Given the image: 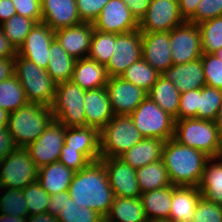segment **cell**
<instances>
[{
  "mask_svg": "<svg viewBox=\"0 0 222 222\" xmlns=\"http://www.w3.org/2000/svg\"><path fill=\"white\" fill-rule=\"evenodd\" d=\"M68 193L79 207L91 208L104 219L115 198L101 160L90 162L85 168L75 172Z\"/></svg>",
  "mask_w": 222,
  "mask_h": 222,
  "instance_id": "6da1fadb",
  "label": "cell"
},
{
  "mask_svg": "<svg viewBox=\"0 0 222 222\" xmlns=\"http://www.w3.org/2000/svg\"><path fill=\"white\" fill-rule=\"evenodd\" d=\"M162 159L173 186H199L209 157L197 149L165 141Z\"/></svg>",
  "mask_w": 222,
  "mask_h": 222,
  "instance_id": "7a4b0ae2",
  "label": "cell"
},
{
  "mask_svg": "<svg viewBox=\"0 0 222 222\" xmlns=\"http://www.w3.org/2000/svg\"><path fill=\"white\" fill-rule=\"evenodd\" d=\"M51 107L30 103L9 114L7 129L17 147H28L53 120Z\"/></svg>",
  "mask_w": 222,
  "mask_h": 222,
  "instance_id": "3957f363",
  "label": "cell"
},
{
  "mask_svg": "<svg viewBox=\"0 0 222 222\" xmlns=\"http://www.w3.org/2000/svg\"><path fill=\"white\" fill-rule=\"evenodd\" d=\"M14 75L22 85L28 102L51 107L57 83L45 69L16 54Z\"/></svg>",
  "mask_w": 222,
  "mask_h": 222,
  "instance_id": "277c9868",
  "label": "cell"
},
{
  "mask_svg": "<svg viewBox=\"0 0 222 222\" xmlns=\"http://www.w3.org/2000/svg\"><path fill=\"white\" fill-rule=\"evenodd\" d=\"M219 130L217 121L184 118L175 120L173 139L214 158L219 145Z\"/></svg>",
  "mask_w": 222,
  "mask_h": 222,
  "instance_id": "5b68a950",
  "label": "cell"
},
{
  "mask_svg": "<svg viewBox=\"0 0 222 222\" xmlns=\"http://www.w3.org/2000/svg\"><path fill=\"white\" fill-rule=\"evenodd\" d=\"M99 137L100 157H120L143 138L129 115H115Z\"/></svg>",
  "mask_w": 222,
  "mask_h": 222,
  "instance_id": "8992f818",
  "label": "cell"
},
{
  "mask_svg": "<svg viewBox=\"0 0 222 222\" xmlns=\"http://www.w3.org/2000/svg\"><path fill=\"white\" fill-rule=\"evenodd\" d=\"M85 93V89L71 80L57 83L54 102L51 105L53 118L65 127L86 126Z\"/></svg>",
  "mask_w": 222,
  "mask_h": 222,
  "instance_id": "52a82bcc",
  "label": "cell"
},
{
  "mask_svg": "<svg viewBox=\"0 0 222 222\" xmlns=\"http://www.w3.org/2000/svg\"><path fill=\"white\" fill-rule=\"evenodd\" d=\"M129 116L143 138H159L167 141L174 137V117L148 96Z\"/></svg>",
  "mask_w": 222,
  "mask_h": 222,
  "instance_id": "ba28073f",
  "label": "cell"
},
{
  "mask_svg": "<svg viewBox=\"0 0 222 222\" xmlns=\"http://www.w3.org/2000/svg\"><path fill=\"white\" fill-rule=\"evenodd\" d=\"M39 167L29 150L17 147L0 162V188L21 189L37 181Z\"/></svg>",
  "mask_w": 222,
  "mask_h": 222,
  "instance_id": "9c48e42d",
  "label": "cell"
},
{
  "mask_svg": "<svg viewBox=\"0 0 222 222\" xmlns=\"http://www.w3.org/2000/svg\"><path fill=\"white\" fill-rule=\"evenodd\" d=\"M185 21L178 0H151L146 14L138 22L141 33L170 32Z\"/></svg>",
  "mask_w": 222,
  "mask_h": 222,
  "instance_id": "30bf717a",
  "label": "cell"
},
{
  "mask_svg": "<svg viewBox=\"0 0 222 222\" xmlns=\"http://www.w3.org/2000/svg\"><path fill=\"white\" fill-rule=\"evenodd\" d=\"M170 49L173 65L202 57L201 32L198 24L185 21L170 31Z\"/></svg>",
  "mask_w": 222,
  "mask_h": 222,
  "instance_id": "8fae6325",
  "label": "cell"
},
{
  "mask_svg": "<svg viewBox=\"0 0 222 222\" xmlns=\"http://www.w3.org/2000/svg\"><path fill=\"white\" fill-rule=\"evenodd\" d=\"M142 58V33L137 29L127 33L116 34V43L112 57L107 63L109 77H120L133 63Z\"/></svg>",
  "mask_w": 222,
  "mask_h": 222,
  "instance_id": "7c38bea8",
  "label": "cell"
},
{
  "mask_svg": "<svg viewBox=\"0 0 222 222\" xmlns=\"http://www.w3.org/2000/svg\"><path fill=\"white\" fill-rule=\"evenodd\" d=\"M66 127L53 119L45 131L28 147L31 159L40 168L58 161L64 145Z\"/></svg>",
  "mask_w": 222,
  "mask_h": 222,
  "instance_id": "4fadbf2b",
  "label": "cell"
},
{
  "mask_svg": "<svg viewBox=\"0 0 222 222\" xmlns=\"http://www.w3.org/2000/svg\"><path fill=\"white\" fill-rule=\"evenodd\" d=\"M115 197L140 198L136 170L119 157H100Z\"/></svg>",
  "mask_w": 222,
  "mask_h": 222,
  "instance_id": "5bb4252c",
  "label": "cell"
},
{
  "mask_svg": "<svg viewBox=\"0 0 222 222\" xmlns=\"http://www.w3.org/2000/svg\"><path fill=\"white\" fill-rule=\"evenodd\" d=\"M105 87L114 115H130L148 96L143 88L121 77H109Z\"/></svg>",
  "mask_w": 222,
  "mask_h": 222,
  "instance_id": "9a60e30c",
  "label": "cell"
},
{
  "mask_svg": "<svg viewBox=\"0 0 222 222\" xmlns=\"http://www.w3.org/2000/svg\"><path fill=\"white\" fill-rule=\"evenodd\" d=\"M94 29L105 33H127L138 29V21L123 0H110L93 22Z\"/></svg>",
  "mask_w": 222,
  "mask_h": 222,
  "instance_id": "2e32d148",
  "label": "cell"
},
{
  "mask_svg": "<svg viewBox=\"0 0 222 222\" xmlns=\"http://www.w3.org/2000/svg\"><path fill=\"white\" fill-rule=\"evenodd\" d=\"M54 39V30L42 22L36 23L22 46L17 50V54L46 70L50 45Z\"/></svg>",
  "mask_w": 222,
  "mask_h": 222,
  "instance_id": "e0dca14e",
  "label": "cell"
},
{
  "mask_svg": "<svg viewBox=\"0 0 222 222\" xmlns=\"http://www.w3.org/2000/svg\"><path fill=\"white\" fill-rule=\"evenodd\" d=\"M93 31V23L82 22L55 30L54 37L71 57L78 60L88 57Z\"/></svg>",
  "mask_w": 222,
  "mask_h": 222,
  "instance_id": "ac0fdd59",
  "label": "cell"
},
{
  "mask_svg": "<svg viewBox=\"0 0 222 222\" xmlns=\"http://www.w3.org/2000/svg\"><path fill=\"white\" fill-rule=\"evenodd\" d=\"M170 32L142 33V58L160 74L173 65Z\"/></svg>",
  "mask_w": 222,
  "mask_h": 222,
  "instance_id": "d6986e66",
  "label": "cell"
},
{
  "mask_svg": "<svg viewBox=\"0 0 222 222\" xmlns=\"http://www.w3.org/2000/svg\"><path fill=\"white\" fill-rule=\"evenodd\" d=\"M42 23L52 30L82 23L76 0H41Z\"/></svg>",
  "mask_w": 222,
  "mask_h": 222,
  "instance_id": "ffe728a7",
  "label": "cell"
},
{
  "mask_svg": "<svg viewBox=\"0 0 222 222\" xmlns=\"http://www.w3.org/2000/svg\"><path fill=\"white\" fill-rule=\"evenodd\" d=\"M161 76L171 81L180 93L201 89L206 85L201 58L183 64L172 65Z\"/></svg>",
  "mask_w": 222,
  "mask_h": 222,
  "instance_id": "44dd1931",
  "label": "cell"
},
{
  "mask_svg": "<svg viewBox=\"0 0 222 222\" xmlns=\"http://www.w3.org/2000/svg\"><path fill=\"white\" fill-rule=\"evenodd\" d=\"M86 126L99 131L115 116L106 87L86 90L84 97Z\"/></svg>",
  "mask_w": 222,
  "mask_h": 222,
  "instance_id": "7402d4cb",
  "label": "cell"
},
{
  "mask_svg": "<svg viewBox=\"0 0 222 222\" xmlns=\"http://www.w3.org/2000/svg\"><path fill=\"white\" fill-rule=\"evenodd\" d=\"M64 144L82 152L91 162L100 160L99 130L95 127H66Z\"/></svg>",
  "mask_w": 222,
  "mask_h": 222,
  "instance_id": "603a6c76",
  "label": "cell"
},
{
  "mask_svg": "<svg viewBox=\"0 0 222 222\" xmlns=\"http://www.w3.org/2000/svg\"><path fill=\"white\" fill-rule=\"evenodd\" d=\"M201 197L197 186H173L169 219L173 222H192Z\"/></svg>",
  "mask_w": 222,
  "mask_h": 222,
  "instance_id": "cb8c5ba5",
  "label": "cell"
},
{
  "mask_svg": "<svg viewBox=\"0 0 222 222\" xmlns=\"http://www.w3.org/2000/svg\"><path fill=\"white\" fill-rule=\"evenodd\" d=\"M108 79L105 65L89 57L75 61L71 81L82 89L91 90L105 87Z\"/></svg>",
  "mask_w": 222,
  "mask_h": 222,
  "instance_id": "d4e9b609",
  "label": "cell"
},
{
  "mask_svg": "<svg viewBox=\"0 0 222 222\" xmlns=\"http://www.w3.org/2000/svg\"><path fill=\"white\" fill-rule=\"evenodd\" d=\"M164 144L159 138H142L119 158L136 170L162 159Z\"/></svg>",
  "mask_w": 222,
  "mask_h": 222,
  "instance_id": "484cf974",
  "label": "cell"
},
{
  "mask_svg": "<svg viewBox=\"0 0 222 222\" xmlns=\"http://www.w3.org/2000/svg\"><path fill=\"white\" fill-rule=\"evenodd\" d=\"M75 172L56 161L39 168L37 182L50 195L68 191Z\"/></svg>",
  "mask_w": 222,
  "mask_h": 222,
  "instance_id": "4316f807",
  "label": "cell"
},
{
  "mask_svg": "<svg viewBox=\"0 0 222 222\" xmlns=\"http://www.w3.org/2000/svg\"><path fill=\"white\" fill-rule=\"evenodd\" d=\"M198 187L203 198L222 206V159L207 160Z\"/></svg>",
  "mask_w": 222,
  "mask_h": 222,
  "instance_id": "83f0119b",
  "label": "cell"
},
{
  "mask_svg": "<svg viewBox=\"0 0 222 222\" xmlns=\"http://www.w3.org/2000/svg\"><path fill=\"white\" fill-rule=\"evenodd\" d=\"M140 198L115 197L104 222H147Z\"/></svg>",
  "mask_w": 222,
  "mask_h": 222,
  "instance_id": "f1b7e54d",
  "label": "cell"
},
{
  "mask_svg": "<svg viewBox=\"0 0 222 222\" xmlns=\"http://www.w3.org/2000/svg\"><path fill=\"white\" fill-rule=\"evenodd\" d=\"M75 59L71 57L54 39L49 49V62L46 72L55 83L70 81L74 69Z\"/></svg>",
  "mask_w": 222,
  "mask_h": 222,
  "instance_id": "f546056e",
  "label": "cell"
},
{
  "mask_svg": "<svg viewBox=\"0 0 222 222\" xmlns=\"http://www.w3.org/2000/svg\"><path fill=\"white\" fill-rule=\"evenodd\" d=\"M171 199L172 185L140 195L148 220L169 219Z\"/></svg>",
  "mask_w": 222,
  "mask_h": 222,
  "instance_id": "4dcf8cb0",
  "label": "cell"
},
{
  "mask_svg": "<svg viewBox=\"0 0 222 222\" xmlns=\"http://www.w3.org/2000/svg\"><path fill=\"white\" fill-rule=\"evenodd\" d=\"M147 94L159 107L178 120L180 91L171 81L160 75Z\"/></svg>",
  "mask_w": 222,
  "mask_h": 222,
  "instance_id": "1f68e13d",
  "label": "cell"
},
{
  "mask_svg": "<svg viewBox=\"0 0 222 222\" xmlns=\"http://www.w3.org/2000/svg\"><path fill=\"white\" fill-rule=\"evenodd\" d=\"M136 177L141 193L171 186L163 159L136 169Z\"/></svg>",
  "mask_w": 222,
  "mask_h": 222,
  "instance_id": "d6a6232c",
  "label": "cell"
},
{
  "mask_svg": "<svg viewBox=\"0 0 222 222\" xmlns=\"http://www.w3.org/2000/svg\"><path fill=\"white\" fill-rule=\"evenodd\" d=\"M27 103L24 89L15 75L0 82V108L10 114Z\"/></svg>",
  "mask_w": 222,
  "mask_h": 222,
  "instance_id": "836d02e7",
  "label": "cell"
},
{
  "mask_svg": "<svg viewBox=\"0 0 222 222\" xmlns=\"http://www.w3.org/2000/svg\"><path fill=\"white\" fill-rule=\"evenodd\" d=\"M160 75L157 70L141 58L139 61L131 64L120 77L148 92L157 82Z\"/></svg>",
  "mask_w": 222,
  "mask_h": 222,
  "instance_id": "e575fe53",
  "label": "cell"
},
{
  "mask_svg": "<svg viewBox=\"0 0 222 222\" xmlns=\"http://www.w3.org/2000/svg\"><path fill=\"white\" fill-rule=\"evenodd\" d=\"M222 111V90L205 85L199 89L197 119L218 121Z\"/></svg>",
  "mask_w": 222,
  "mask_h": 222,
  "instance_id": "d590c367",
  "label": "cell"
},
{
  "mask_svg": "<svg viewBox=\"0 0 222 222\" xmlns=\"http://www.w3.org/2000/svg\"><path fill=\"white\" fill-rule=\"evenodd\" d=\"M0 25L4 35L17 51L24 43L31 29L36 25V22L28 17L15 14Z\"/></svg>",
  "mask_w": 222,
  "mask_h": 222,
  "instance_id": "8d00e7d4",
  "label": "cell"
},
{
  "mask_svg": "<svg viewBox=\"0 0 222 222\" xmlns=\"http://www.w3.org/2000/svg\"><path fill=\"white\" fill-rule=\"evenodd\" d=\"M203 53L213 54L222 48V16L198 24Z\"/></svg>",
  "mask_w": 222,
  "mask_h": 222,
  "instance_id": "74e56055",
  "label": "cell"
},
{
  "mask_svg": "<svg viewBox=\"0 0 222 222\" xmlns=\"http://www.w3.org/2000/svg\"><path fill=\"white\" fill-rule=\"evenodd\" d=\"M115 43L116 34L94 29L88 57L106 66L112 57Z\"/></svg>",
  "mask_w": 222,
  "mask_h": 222,
  "instance_id": "f35d334b",
  "label": "cell"
},
{
  "mask_svg": "<svg viewBox=\"0 0 222 222\" xmlns=\"http://www.w3.org/2000/svg\"><path fill=\"white\" fill-rule=\"evenodd\" d=\"M0 213L14 217H28V209L21 189L0 188Z\"/></svg>",
  "mask_w": 222,
  "mask_h": 222,
  "instance_id": "ab89813d",
  "label": "cell"
},
{
  "mask_svg": "<svg viewBox=\"0 0 222 222\" xmlns=\"http://www.w3.org/2000/svg\"><path fill=\"white\" fill-rule=\"evenodd\" d=\"M57 219L60 222H104L100 214L91 208L79 207L71 197L66 198V204Z\"/></svg>",
  "mask_w": 222,
  "mask_h": 222,
  "instance_id": "60d3db41",
  "label": "cell"
},
{
  "mask_svg": "<svg viewBox=\"0 0 222 222\" xmlns=\"http://www.w3.org/2000/svg\"><path fill=\"white\" fill-rule=\"evenodd\" d=\"M28 209V216L47 212L50 194L36 181L28 184L23 190Z\"/></svg>",
  "mask_w": 222,
  "mask_h": 222,
  "instance_id": "b9f144b4",
  "label": "cell"
},
{
  "mask_svg": "<svg viewBox=\"0 0 222 222\" xmlns=\"http://www.w3.org/2000/svg\"><path fill=\"white\" fill-rule=\"evenodd\" d=\"M201 62L206 85L222 90V61L214 54L203 53Z\"/></svg>",
  "mask_w": 222,
  "mask_h": 222,
  "instance_id": "7bdbcfd3",
  "label": "cell"
},
{
  "mask_svg": "<svg viewBox=\"0 0 222 222\" xmlns=\"http://www.w3.org/2000/svg\"><path fill=\"white\" fill-rule=\"evenodd\" d=\"M192 222H222V206L201 196Z\"/></svg>",
  "mask_w": 222,
  "mask_h": 222,
  "instance_id": "ee69618b",
  "label": "cell"
},
{
  "mask_svg": "<svg viewBox=\"0 0 222 222\" xmlns=\"http://www.w3.org/2000/svg\"><path fill=\"white\" fill-rule=\"evenodd\" d=\"M199 107V89L180 93L178 120L196 118Z\"/></svg>",
  "mask_w": 222,
  "mask_h": 222,
  "instance_id": "f6af8a7d",
  "label": "cell"
},
{
  "mask_svg": "<svg viewBox=\"0 0 222 222\" xmlns=\"http://www.w3.org/2000/svg\"><path fill=\"white\" fill-rule=\"evenodd\" d=\"M219 16H222V0H201L195 15L188 22L199 24Z\"/></svg>",
  "mask_w": 222,
  "mask_h": 222,
  "instance_id": "bcb514c9",
  "label": "cell"
},
{
  "mask_svg": "<svg viewBox=\"0 0 222 222\" xmlns=\"http://www.w3.org/2000/svg\"><path fill=\"white\" fill-rule=\"evenodd\" d=\"M58 161L74 172L80 171L91 162L82 152H79L77 149L69 148L66 144L61 148Z\"/></svg>",
  "mask_w": 222,
  "mask_h": 222,
  "instance_id": "7dc6e473",
  "label": "cell"
},
{
  "mask_svg": "<svg viewBox=\"0 0 222 222\" xmlns=\"http://www.w3.org/2000/svg\"><path fill=\"white\" fill-rule=\"evenodd\" d=\"M110 0H76L77 11L82 22L93 23Z\"/></svg>",
  "mask_w": 222,
  "mask_h": 222,
  "instance_id": "c3c4849f",
  "label": "cell"
},
{
  "mask_svg": "<svg viewBox=\"0 0 222 222\" xmlns=\"http://www.w3.org/2000/svg\"><path fill=\"white\" fill-rule=\"evenodd\" d=\"M16 14L28 17L36 23L42 22L41 0H12Z\"/></svg>",
  "mask_w": 222,
  "mask_h": 222,
  "instance_id": "681fc988",
  "label": "cell"
},
{
  "mask_svg": "<svg viewBox=\"0 0 222 222\" xmlns=\"http://www.w3.org/2000/svg\"><path fill=\"white\" fill-rule=\"evenodd\" d=\"M68 191H61L57 194L50 195L47 213L57 216L66 204V198H69Z\"/></svg>",
  "mask_w": 222,
  "mask_h": 222,
  "instance_id": "f907efd6",
  "label": "cell"
},
{
  "mask_svg": "<svg viewBox=\"0 0 222 222\" xmlns=\"http://www.w3.org/2000/svg\"><path fill=\"white\" fill-rule=\"evenodd\" d=\"M16 148L17 145L8 129L0 130V162Z\"/></svg>",
  "mask_w": 222,
  "mask_h": 222,
  "instance_id": "816d5d0a",
  "label": "cell"
},
{
  "mask_svg": "<svg viewBox=\"0 0 222 222\" xmlns=\"http://www.w3.org/2000/svg\"><path fill=\"white\" fill-rule=\"evenodd\" d=\"M129 7L132 15L139 22L140 19L146 14L151 0H123Z\"/></svg>",
  "mask_w": 222,
  "mask_h": 222,
  "instance_id": "f5cc1de1",
  "label": "cell"
},
{
  "mask_svg": "<svg viewBox=\"0 0 222 222\" xmlns=\"http://www.w3.org/2000/svg\"><path fill=\"white\" fill-rule=\"evenodd\" d=\"M201 0H178L180 15L184 21H189L196 12Z\"/></svg>",
  "mask_w": 222,
  "mask_h": 222,
  "instance_id": "db71d44e",
  "label": "cell"
},
{
  "mask_svg": "<svg viewBox=\"0 0 222 222\" xmlns=\"http://www.w3.org/2000/svg\"><path fill=\"white\" fill-rule=\"evenodd\" d=\"M16 54L17 51L4 35L3 29L0 25V58H15Z\"/></svg>",
  "mask_w": 222,
  "mask_h": 222,
  "instance_id": "11a10c76",
  "label": "cell"
},
{
  "mask_svg": "<svg viewBox=\"0 0 222 222\" xmlns=\"http://www.w3.org/2000/svg\"><path fill=\"white\" fill-rule=\"evenodd\" d=\"M15 58H0V82L14 75Z\"/></svg>",
  "mask_w": 222,
  "mask_h": 222,
  "instance_id": "9f6ffc18",
  "label": "cell"
},
{
  "mask_svg": "<svg viewBox=\"0 0 222 222\" xmlns=\"http://www.w3.org/2000/svg\"><path fill=\"white\" fill-rule=\"evenodd\" d=\"M16 14L12 0H0V24Z\"/></svg>",
  "mask_w": 222,
  "mask_h": 222,
  "instance_id": "6f0895ef",
  "label": "cell"
},
{
  "mask_svg": "<svg viewBox=\"0 0 222 222\" xmlns=\"http://www.w3.org/2000/svg\"><path fill=\"white\" fill-rule=\"evenodd\" d=\"M27 222H60L57 216L51 215L49 213H42L31 215L27 217Z\"/></svg>",
  "mask_w": 222,
  "mask_h": 222,
  "instance_id": "680465c9",
  "label": "cell"
},
{
  "mask_svg": "<svg viewBox=\"0 0 222 222\" xmlns=\"http://www.w3.org/2000/svg\"><path fill=\"white\" fill-rule=\"evenodd\" d=\"M217 122H218V126L220 130H219V145H218L215 158L222 159V111H221V114L219 115Z\"/></svg>",
  "mask_w": 222,
  "mask_h": 222,
  "instance_id": "91938a15",
  "label": "cell"
},
{
  "mask_svg": "<svg viewBox=\"0 0 222 222\" xmlns=\"http://www.w3.org/2000/svg\"><path fill=\"white\" fill-rule=\"evenodd\" d=\"M0 222H27V217L20 218L0 213Z\"/></svg>",
  "mask_w": 222,
  "mask_h": 222,
  "instance_id": "94428289",
  "label": "cell"
},
{
  "mask_svg": "<svg viewBox=\"0 0 222 222\" xmlns=\"http://www.w3.org/2000/svg\"><path fill=\"white\" fill-rule=\"evenodd\" d=\"M9 113L0 108V130L7 128Z\"/></svg>",
  "mask_w": 222,
  "mask_h": 222,
  "instance_id": "6125c7cd",
  "label": "cell"
},
{
  "mask_svg": "<svg viewBox=\"0 0 222 222\" xmlns=\"http://www.w3.org/2000/svg\"><path fill=\"white\" fill-rule=\"evenodd\" d=\"M147 222H173L170 219H156V220H148Z\"/></svg>",
  "mask_w": 222,
  "mask_h": 222,
  "instance_id": "be15d7a7",
  "label": "cell"
},
{
  "mask_svg": "<svg viewBox=\"0 0 222 222\" xmlns=\"http://www.w3.org/2000/svg\"><path fill=\"white\" fill-rule=\"evenodd\" d=\"M218 59L222 61V48L213 53Z\"/></svg>",
  "mask_w": 222,
  "mask_h": 222,
  "instance_id": "e7e4bbea",
  "label": "cell"
}]
</instances>
